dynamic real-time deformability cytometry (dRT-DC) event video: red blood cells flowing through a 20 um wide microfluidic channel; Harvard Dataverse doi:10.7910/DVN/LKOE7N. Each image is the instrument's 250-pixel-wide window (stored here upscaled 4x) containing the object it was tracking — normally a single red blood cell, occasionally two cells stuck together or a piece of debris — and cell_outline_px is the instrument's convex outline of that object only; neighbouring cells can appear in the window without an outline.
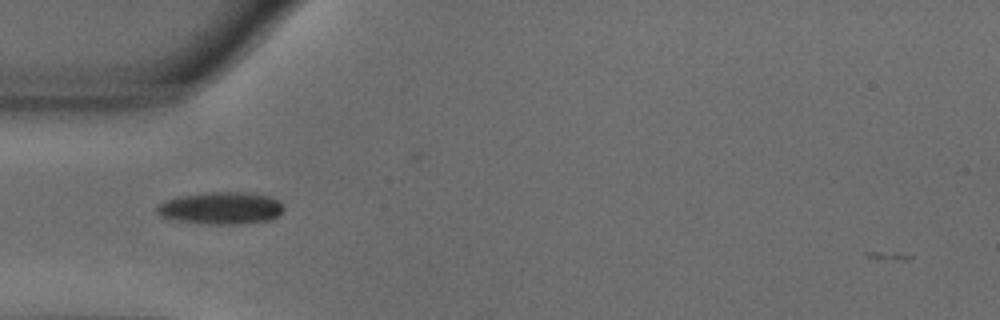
{"species": "common noctule bat (a hibernating species)", "species_latin": "Nyctalus noctula", "temperature_condition": "warm", "stored_images_in_passage": 31, "camera_frame_rate_fps": 3000, "um_per_image_px": 0.085, "animal": {"sex": "male", "body_mass_g": 18.8}, "frame": {"image": 1, "passage_image": 1, "time_ms": 0.0, "image_size_px": [1000, 320], "cell_outline_px": [[284, 208], [276, 216], [268, 220], [240, 224], [212, 224], [176, 220], [160, 216], [156, 212], [156, 204], [164, 200], [176, 196], [212, 192], [248, 192], [268, 196], [280, 200]], "centroid_in_image_um": [18.74, 17.67], "position_along_channel_um": 66.3, "area_um2": 23.87}}
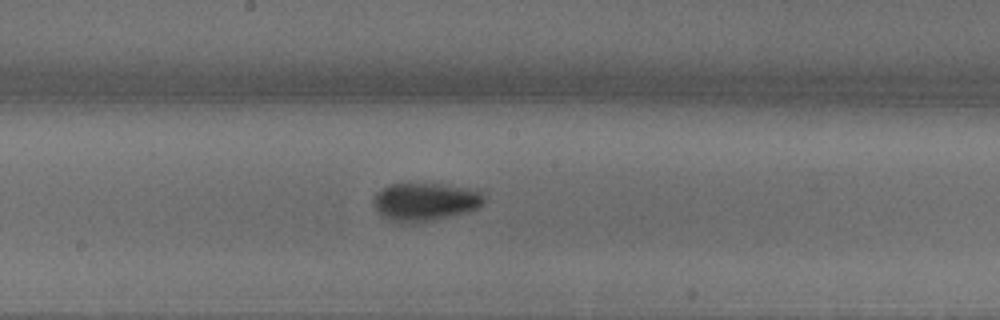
{"frame": {"image": 2, "passage_image": 13, "time_ms": 4.0, "image_size_px": [1000, 320], "cell_outline_px": [[484, 204], [476, 208], [464, 212], [428, 220], [400, 224], [384, 216], [372, 204], [372, 200], [376, 192], [380, 188], [392, 184], [444, 184], [476, 188], [484, 196]], "centroid_in_image_um": [36.13, 17.12], "position_along_channel_um": 212.1, "area_um2": 24.33}}
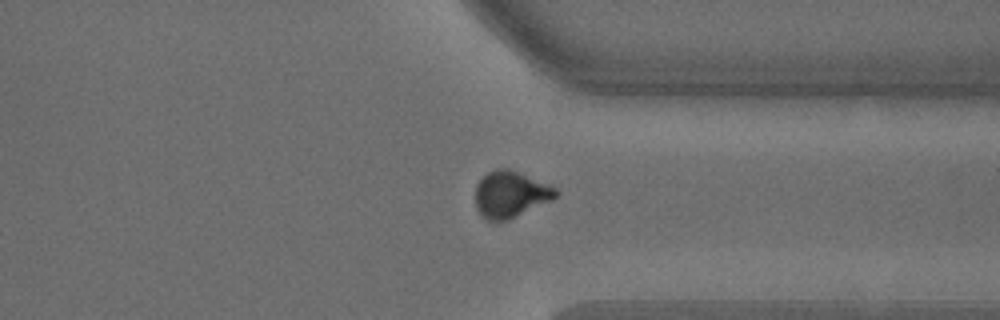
{"frame": {"image": 3, "passage_image": 26, "time_ms": 8.333, "image_size_px": [1000, 320], "cell_outline_px": [[560, 192], [552, 200], [504, 220], [488, 220], [480, 216], [476, 208], [476, 184], [488, 172], [496, 168], [508, 168], [548, 184], [556, 188]], "centroid_in_image_um": [43.37, 16.5], "position_along_channel_um": 368.0, "area_um2": 21.39}, "authors_computed_cell_mechanics": {"area_um2": 23.12, "velocity_mm_per_s": 3.6285, "shape_relaxation_time_tau1_ms": 4.5749, "shape_relaxation_time_tau2_ms": null, "deformation_change_tau1": 0.1634, "deformation_change_tau2": null}}